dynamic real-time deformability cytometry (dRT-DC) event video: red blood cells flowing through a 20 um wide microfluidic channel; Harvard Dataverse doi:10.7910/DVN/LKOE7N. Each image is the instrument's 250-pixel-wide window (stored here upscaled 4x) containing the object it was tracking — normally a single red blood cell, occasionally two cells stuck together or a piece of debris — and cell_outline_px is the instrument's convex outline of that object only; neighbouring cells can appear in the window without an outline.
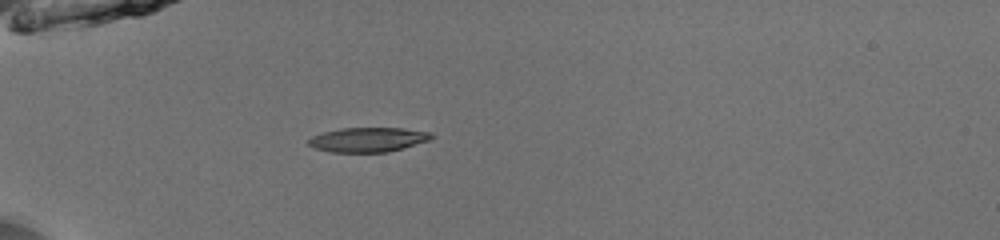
{"species": "common noctule bat (a hibernating species)", "species_latin": "Nyctalus noctula", "temperature_condition": "room temperature", "stored_images_in_passage": 32, "camera_frame_rate_fps": 3000, "um_per_image_px": 0.085, "animal": {"sex": "male", "body_mass_g": 13.0, "forearm_length_mm": 53.1}, "frame": {"image": 1, "passage_image": 1, "time_ms": 0.0, "image_size_px": [1000, 240], "cell_outline_px": [[436, 136], [428, 140], [404, 148], [388, 152], [332, 152], [316, 148], [308, 144], [308, 140], [312, 136], [324, 132], [340, 128], [404, 128], [432, 132]], "centroid_in_image_um": [31.32, 11.86], "position_along_channel_um": 53.7, "area_um2": 17.57}}
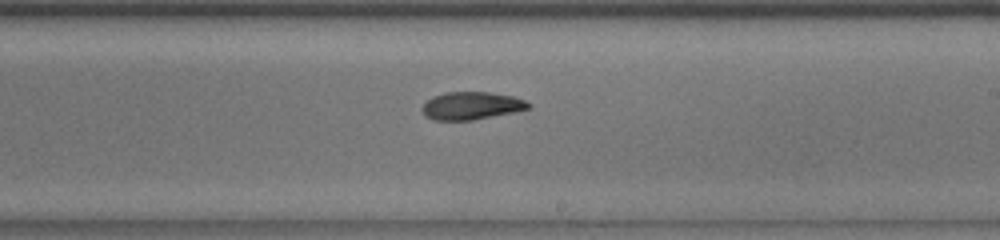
{"frame": {"image": 2, "passage_image": 17, "time_ms": 5.333, "image_size_px": [1000, 240], "cell_outline_px": [[532, 108], [472, 120], [432, 120], [424, 116], [424, 104], [432, 96], [444, 92], [488, 92], [512, 96], [524, 100], [532, 104]], "centroid_in_image_um": [40.08, 8.98], "position_along_channel_um": 248.9, "area_um2": 17.05}}
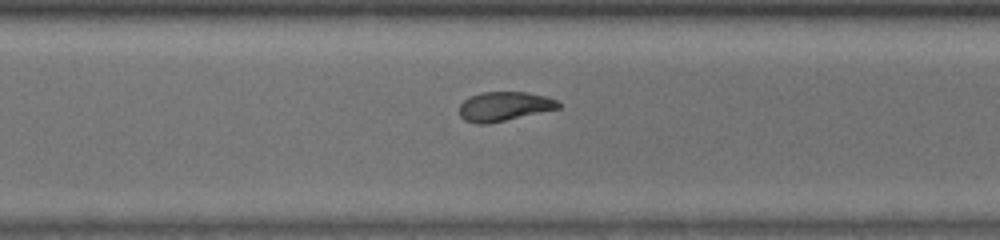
{"frame": {"image": 3, "passage_image": 23, "time_ms": 7.333, "image_size_px": [1000, 240], "cell_outline_px": [[560, 108], [488, 124], [476, 124], [464, 120], [460, 116], [460, 104], [464, 100], [472, 96], [484, 92], [524, 92], [544, 96], [556, 100], [560, 104]], "centroid_in_image_um": [42.84, 9.05], "position_along_channel_um": 327.8, "area_um2": 16.7}, "authors_computed_cell_mechanics": {"area_um2": 17.7446, "velocity_mm_per_s": 3.962, "shape_relaxation_time_tau1_ms": 3.9396, "shape_relaxation_time_tau2_ms": 4.937, "deformation_change_tau1": 0.1378, "deformation_change_tau2": 0.0619}}